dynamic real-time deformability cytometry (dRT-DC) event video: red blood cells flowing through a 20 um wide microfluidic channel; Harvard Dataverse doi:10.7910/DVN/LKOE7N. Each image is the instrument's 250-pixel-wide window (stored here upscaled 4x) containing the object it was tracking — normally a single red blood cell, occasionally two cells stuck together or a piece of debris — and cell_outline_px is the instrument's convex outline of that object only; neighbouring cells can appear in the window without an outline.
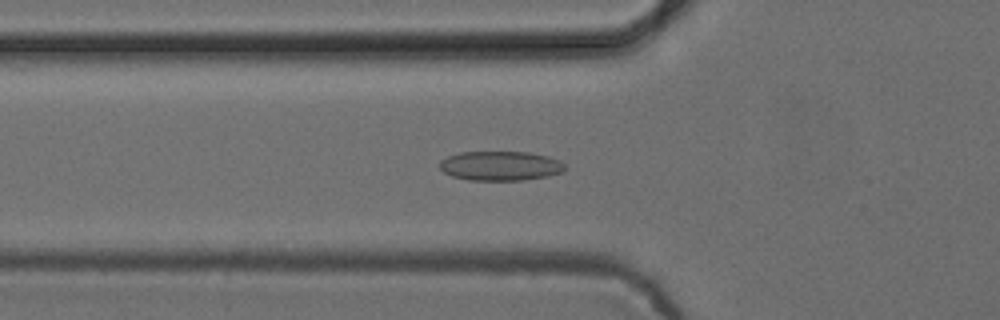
{"species": "common noctule bat (a hibernating species)", "species_latin": "Nyctalus noctula", "temperature_condition": "cold", "stored_images_in_passage": 39, "camera_frame_rate_fps": 3000, "um_per_image_px": 0.085, "animal": {"sex": "female", "body_mass_g": 24.6, "forearm_length_mm": 56.2}, "frame": {"image": 1, "passage_image": 4, "time_ms": 1.0, "image_size_px": [1000, 320], "cell_outline_px": [[564, 172], [548, 176], [524, 180], [468, 180], [452, 176], [444, 172], [440, 168], [440, 160], [448, 156], [460, 152], [528, 152], [548, 156], [560, 160], [564, 164]], "centroid_in_image_um": [42.54, 14.1], "position_along_channel_um": 83.3, "area_um2": 21.56}}
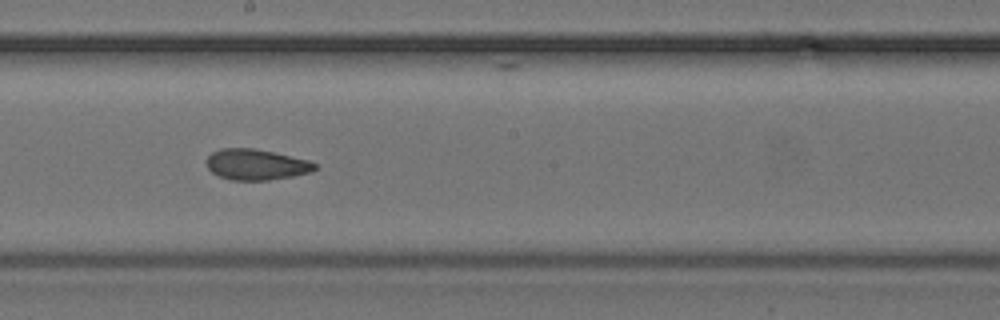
{"frame": {"image": 2, "passage_image": 15, "time_ms": 4.667, "image_size_px": [1000, 320], "cell_outline_px": [[316, 168], [312, 172], [292, 176], [268, 180], [232, 180], [220, 176], [212, 172], [208, 168], [208, 156], [212, 152], [220, 148], [252, 148], [272, 152], [308, 160], [316, 164]], "centroid_in_image_um": [21.77, 13.98], "position_along_channel_um": 226.4, "area_um2": 19.19}}
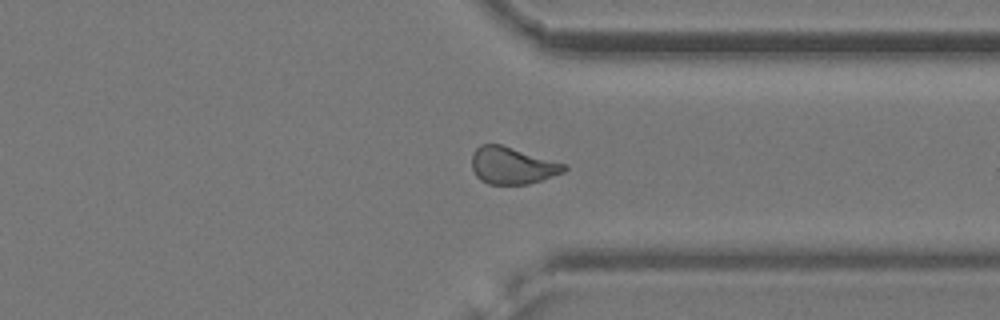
{"frame": {"image": 3, "passage_image": 26, "time_ms": 8.333, "image_size_px": [1000, 320], "cell_outline_px": [[568, 168], [564, 172], [528, 184], [488, 184], [480, 180], [476, 176], [472, 168], [472, 152], [480, 144], [500, 144], [568, 164]], "centroid_in_image_um": [43.54, 14.07], "position_along_channel_um": 367.9, "area_um2": 20.0}}